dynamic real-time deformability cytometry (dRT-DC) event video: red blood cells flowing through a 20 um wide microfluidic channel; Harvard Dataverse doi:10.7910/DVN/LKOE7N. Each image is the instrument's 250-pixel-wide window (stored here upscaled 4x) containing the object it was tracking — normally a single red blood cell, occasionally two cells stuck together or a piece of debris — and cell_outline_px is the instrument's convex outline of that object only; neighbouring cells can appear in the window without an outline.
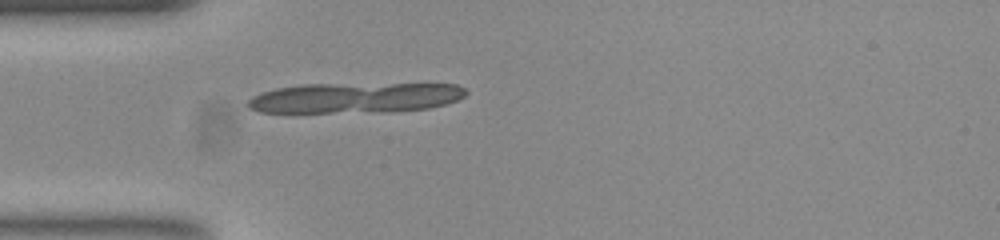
{"species": "common noctule bat (a hibernating species)", "species_latin": "Nyctalus noctula", "temperature_condition": "room temperature", "stored_images_in_passage": 17, "segment_of_instrument_passage": [2, 2], "camera_frame_rate_fps": 3000, "um_per_image_px": 0.085, "animal": {"sex": "female", "body_mass_g": 23.0, "forearm_length_mm": 53.4}, "frame": {"image": 1, "passage_image": 15, "time_ms": 4.667, "image_size_px": [1000, 240], "cell_outline_px": [[336, 108], [316, 112], [280, 112], [260, 108], [252, 104], [260, 96], [272, 92], [292, 88], [336, 88]], "centroid_in_image_um": [25.39, 8.52], "position_along_channel_um": 59.6, "area_um2": 12.14}}